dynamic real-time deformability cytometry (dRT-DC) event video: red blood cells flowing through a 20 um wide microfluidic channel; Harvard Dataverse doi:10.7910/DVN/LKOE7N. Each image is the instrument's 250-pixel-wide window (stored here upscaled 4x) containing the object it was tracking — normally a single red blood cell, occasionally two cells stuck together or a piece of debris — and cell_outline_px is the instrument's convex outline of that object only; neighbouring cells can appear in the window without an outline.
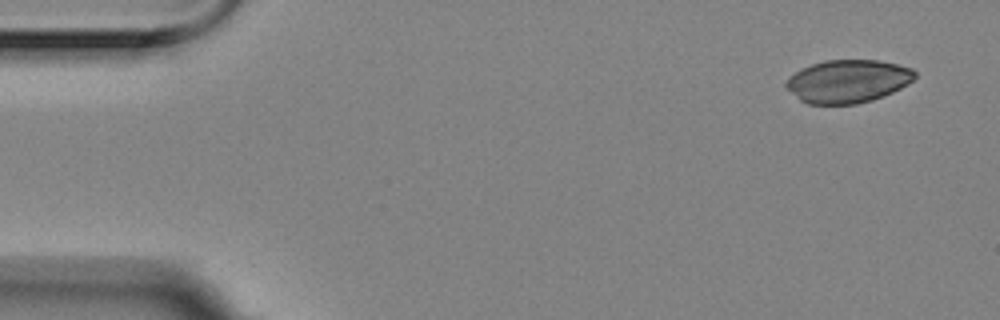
{"species": "Egyptian fruit bat (a non-hibernating species)", "species_latin": "Rousettus aegyptiacus", "temperature_condition": "room temperature", "stored_images_in_passage": 5, "camera_frame_rate_fps": 3000, "um_per_image_px": 0.085, "animal": {"sex": "female"}, "frame": {"image": 1, "passage_image": 1, "time_ms": 0.0, "image_size_px": [1000, 320], "cell_outline_px": [[916, 76], [908, 84], [892, 92], [872, 100], [856, 104], [808, 104], [800, 100], [784, 84], [788, 76], [812, 64], [824, 60], [880, 60], [912, 68], [916, 72]], "centroid_in_image_um": [72.07, 6.9], "position_along_channel_um": 12.9, "area_um2": 32.14}}
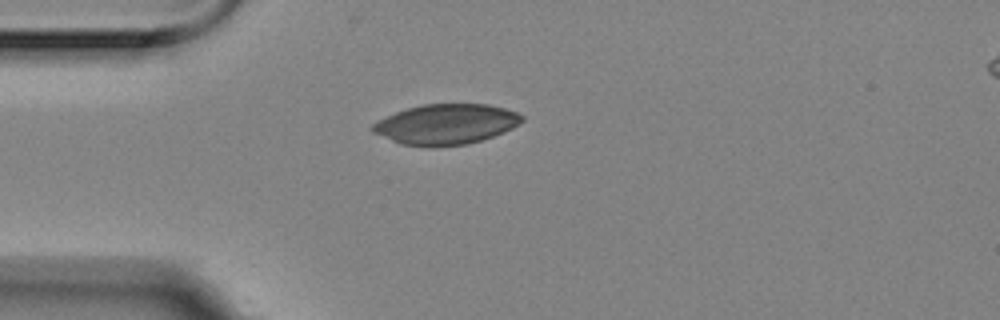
{"frame": {"image": 2, "passage_image": 4, "time_ms": 1.0, "image_size_px": [1000, 320], "cell_outline_px": [[524, 120], [512, 128], [504, 132], [468, 144], [432, 148], [428, 148], [404, 144], [392, 140], [372, 132], [368, 128], [376, 120], [396, 112], [408, 108], [424, 104], [488, 104], [504, 108], [516, 112], [524, 116]], "centroid_in_image_um": [37.89, 10.57], "position_along_channel_um": 47.1, "area_um2": 35.26}}